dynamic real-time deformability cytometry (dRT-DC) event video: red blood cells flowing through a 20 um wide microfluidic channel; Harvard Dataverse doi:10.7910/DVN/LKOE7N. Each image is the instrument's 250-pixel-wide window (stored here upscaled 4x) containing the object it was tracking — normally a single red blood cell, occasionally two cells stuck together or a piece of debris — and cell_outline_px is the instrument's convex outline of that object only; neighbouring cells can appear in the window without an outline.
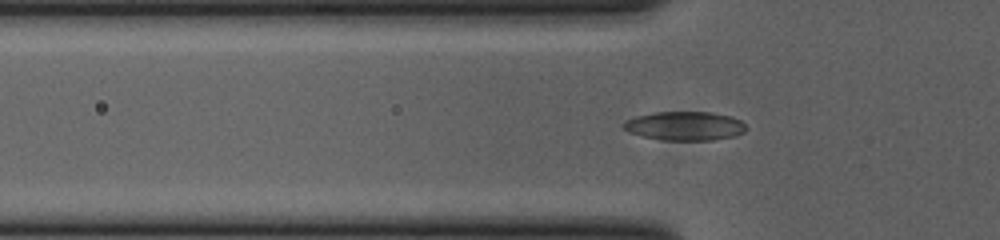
{"species": "common noctule bat (a hibernating species)", "species_latin": "Nyctalus noctula", "temperature_condition": "cold", "stored_images_in_passage": 29, "camera_frame_rate_fps": 3000, "um_per_image_px": 0.085, "animal": {"sex": "female", "body_mass_g": 23.0, "forearm_length_mm": 53.4}, "frame": {"image": 1, "passage_image": 17, "time_ms": 5.333, "image_size_px": [1000, 240], "cell_outline_px": [[748, 128], [744, 132], [736, 136], [712, 140], [664, 140], [640, 136], [628, 132], [620, 124], [624, 120], [636, 116], [652, 112], [712, 112], [732, 116], [740, 120]], "centroid_in_image_um": [58.19, 10.7], "position_along_channel_um": 67.6, "area_um2": 20.98}}
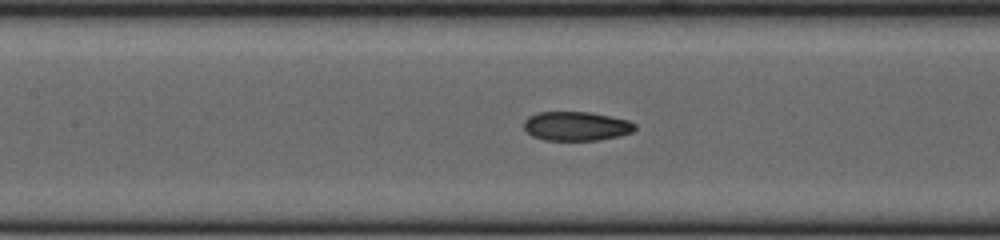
{"frame": {"image": 2, "passage_image": 24, "time_ms": 7.667, "image_size_px": [1000, 240], "cell_outline_px": [[636, 128], [632, 132], [620, 136], [596, 140], [544, 140], [532, 136], [524, 128], [524, 120], [528, 116], [540, 112], [588, 112], [628, 120], [636, 124]], "centroid_in_image_um": [48.98, 10.72], "position_along_channel_um": 158.4, "area_um2": 18.79}}
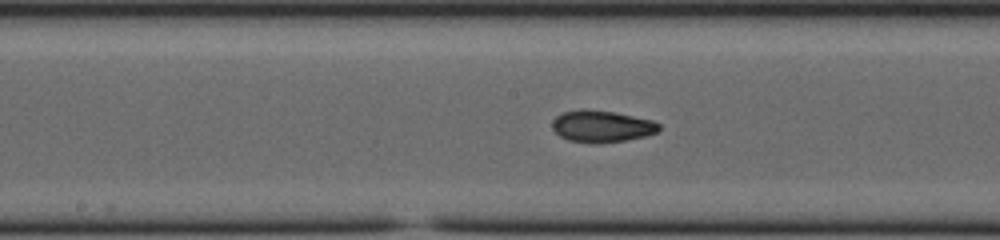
{"frame": {"image": 3, "passage_image": 27, "time_ms": 8.667, "image_size_px": [1000, 240], "cell_outline_px": [[660, 128], [656, 132], [644, 136], [624, 140], [592, 144], [568, 140], [560, 136], [552, 128], [552, 120], [556, 116], [564, 112], [584, 108], [588, 108], [616, 112], [652, 120], [660, 124]], "centroid_in_image_um": [51.12, 10.72], "position_along_channel_um": 197.1, "area_um2": 19.88}}